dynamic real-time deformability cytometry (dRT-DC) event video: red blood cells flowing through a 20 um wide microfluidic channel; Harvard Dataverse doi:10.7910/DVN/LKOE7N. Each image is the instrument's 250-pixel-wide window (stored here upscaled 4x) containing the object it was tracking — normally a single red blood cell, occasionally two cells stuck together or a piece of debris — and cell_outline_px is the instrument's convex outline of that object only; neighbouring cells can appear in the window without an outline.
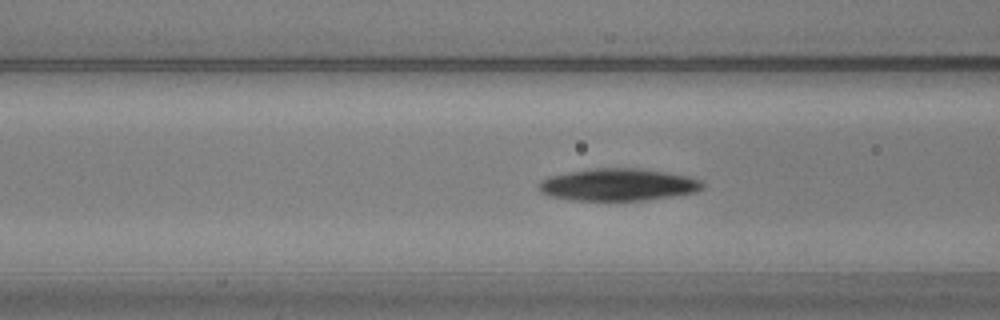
{"species": "common noctule bat (a hibernating species)", "species_latin": "Nyctalus noctula", "temperature_condition": "warm", "stored_images_in_passage": 37, "camera_frame_rate_fps": 3000, "um_per_image_px": 0.085, "animal": {"sex": "male", "body_mass_g": 20.5, "forearm_length_mm": 52.5}, "frame": {"image": 1, "passage_image": 13, "time_ms": 4.0, "image_size_px": [1000, 320], "cell_outline_px": [[704, 188], [696, 192], [672, 196], [644, 200], [572, 200], [548, 196], [540, 192], [540, 180], [548, 176], [592, 168], [636, 168], [664, 172], [688, 176], [700, 180], [704, 184]], "centroid_in_image_um": [52.53, 15.7], "position_along_channel_um": 114.1, "area_um2": 30.63}}
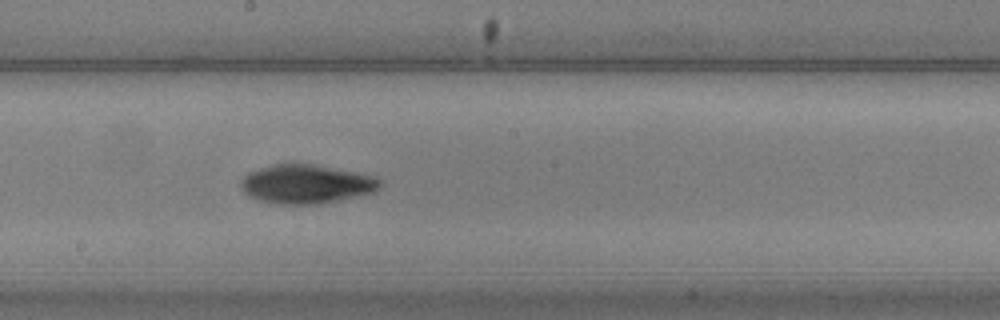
{"frame": {"image": 2, "passage_image": 22, "time_ms": 7.0, "image_size_px": [1000, 320], "cell_outline_px": [[384, 184], [376, 192], [320, 204], [280, 204], [260, 200], [248, 196], [240, 188], [240, 180], [248, 172], [272, 164], [292, 160], [364, 172], [376, 176]], "centroid_in_image_um": [26.08, 15.59], "position_along_channel_um": 222.1, "area_um2": 32.83}}
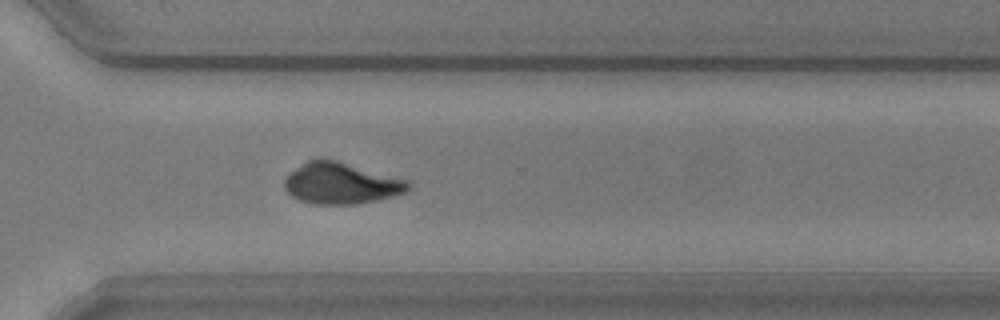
{"frame": {"image": 3, "passage_image": 32, "time_ms": 10.333, "image_size_px": [1000, 320], "cell_outline_px": [[412, 184], [404, 192], [392, 196], [376, 200], [356, 204], [312, 204], [300, 200], [292, 196], [284, 188], [284, 180], [292, 172], [308, 160], [320, 156], [336, 160], [408, 180]], "centroid_in_image_um": [28.98, 15.57], "position_along_channel_um": 341.6, "area_um2": 29.65}}